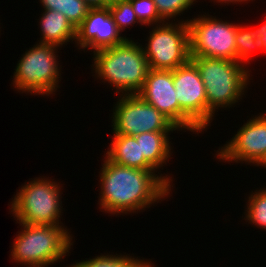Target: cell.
I'll return each mask as SVG.
<instances>
[{"label": "cell", "instance_id": "6da1fadb", "mask_svg": "<svg viewBox=\"0 0 266 267\" xmlns=\"http://www.w3.org/2000/svg\"><path fill=\"white\" fill-rule=\"evenodd\" d=\"M103 162L98 202L107 213L142 211L170 195L172 178L167 174L158 176L155 170L125 167L107 158Z\"/></svg>", "mask_w": 266, "mask_h": 267}, {"label": "cell", "instance_id": "7a4b0ae2", "mask_svg": "<svg viewBox=\"0 0 266 267\" xmlns=\"http://www.w3.org/2000/svg\"><path fill=\"white\" fill-rule=\"evenodd\" d=\"M93 71L98 78L116 88L119 95L138 94L150 70L142 46L127 39L114 47L93 52Z\"/></svg>", "mask_w": 266, "mask_h": 267}, {"label": "cell", "instance_id": "3957f363", "mask_svg": "<svg viewBox=\"0 0 266 267\" xmlns=\"http://www.w3.org/2000/svg\"><path fill=\"white\" fill-rule=\"evenodd\" d=\"M199 70L207 97V126L216 109L233 106L242 99L249 84L250 73L246 64L233 60L191 56ZM245 66V68H244Z\"/></svg>", "mask_w": 266, "mask_h": 267}, {"label": "cell", "instance_id": "277c9868", "mask_svg": "<svg viewBox=\"0 0 266 267\" xmlns=\"http://www.w3.org/2000/svg\"><path fill=\"white\" fill-rule=\"evenodd\" d=\"M19 224L23 229L15 237L11 251L15 262L26 267H46L70 253L72 236L63 225Z\"/></svg>", "mask_w": 266, "mask_h": 267}, {"label": "cell", "instance_id": "5b68a950", "mask_svg": "<svg viewBox=\"0 0 266 267\" xmlns=\"http://www.w3.org/2000/svg\"><path fill=\"white\" fill-rule=\"evenodd\" d=\"M60 185L40 177L27 182L11 202V214L22 224L59 225L62 210ZM61 202V203H60Z\"/></svg>", "mask_w": 266, "mask_h": 267}, {"label": "cell", "instance_id": "8992f818", "mask_svg": "<svg viewBox=\"0 0 266 267\" xmlns=\"http://www.w3.org/2000/svg\"><path fill=\"white\" fill-rule=\"evenodd\" d=\"M56 48V45L39 42L23 54L12 80L18 91L43 96L54 94L61 75Z\"/></svg>", "mask_w": 266, "mask_h": 267}, {"label": "cell", "instance_id": "52a82bcc", "mask_svg": "<svg viewBox=\"0 0 266 267\" xmlns=\"http://www.w3.org/2000/svg\"><path fill=\"white\" fill-rule=\"evenodd\" d=\"M188 20L153 27L142 47L151 69L173 71L191 60Z\"/></svg>", "mask_w": 266, "mask_h": 267}, {"label": "cell", "instance_id": "ba28073f", "mask_svg": "<svg viewBox=\"0 0 266 267\" xmlns=\"http://www.w3.org/2000/svg\"><path fill=\"white\" fill-rule=\"evenodd\" d=\"M173 81L179 104V131L201 133L207 127V97L198 68L190 60L173 70Z\"/></svg>", "mask_w": 266, "mask_h": 267}, {"label": "cell", "instance_id": "9c48e42d", "mask_svg": "<svg viewBox=\"0 0 266 267\" xmlns=\"http://www.w3.org/2000/svg\"><path fill=\"white\" fill-rule=\"evenodd\" d=\"M188 26L191 56L236 61L235 35L238 24L203 14L190 19Z\"/></svg>", "mask_w": 266, "mask_h": 267}, {"label": "cell", "instance_id": "30bf717a", "mask_svg": "<svg viewBox=\"0 0 266 267\" xmlns=\"http://www.w3.org/2000/svg\"><path fill=\"white\" fill-rule=\"evenodd\" d=\"M115 105L112 114L114 134L136 136L145 132L179 131L166 116L137 94L121 95Z\"/></svg>", "mask_w": 266, "mask_h": 267}, {"label": "cell", "instance_id": "8fae6325", "mask_svg": "<svg viewBox=\"0 0 266 267\" xmlns=\"http://www.w3.org/2000/svg\"><path fill=\"white\" fill-rule=\"evenodd\" d=\"M229 141L217 150L219 160L262 167L266 163V114L247 120Z\"/></svg>", "mask_w": 266, "mask_h": 267}, {"label": "cell", "instance_id": "7c38bea8", "mask_svg": "<svg viewBox=\"0 0 266 267\" xmlns=\"http://www.w3.org/2000/svg\"><path fill=\"white\" fill-rule=\"evenodd\" d=\"M109 7L90 8L82 23L76 28V46L98 51L124 43Z\"/></svg>", "mask_w": 266, "mask_h": 267}, {"label": "cell", "instance_id": "4fadbf2b", "mask_svg": "<svg viewBox=\"0 0 266 267\" xmlns=\"http://www.w3.org/2000/svg\"><path fill=\"white\" fill-rule=\"evenodd\" d=\"M174 88L173 71L151 69L137 94L154 106L179 129V104Z\"/></svg>", "mask_w": 266, "mask_h": 267}, {"label": "cell", "instance_id": "5bb4252c", "mask_svg": "<svg viewBox=\"0 0 266 267\" xmlns=\"http://www.w3.org/2000/svg\"><path fill=\"white\" fill-rule=\"evenodd\" d=\"M105 158L109 161L125 166L142 170H155L141 155L140 139L134 136L113 134Z\"/></svg>", "mask_w": 266, "mask_h": 267}, {"label": "cell", "instance_id": "9a60e30c", "mask_svg": "<svg viewBox=\"0 0 266 267\" xmlns=\"http://www.w3.org/2000/svg\"><path fill=\"white\" fill-rule=\"evenodd\" d=\"M42 14L40 27L42 37L40 43L62 47L70 40H76V28L65 15L56 10H47Z\"/></svg>", "mask_w": 266, "mask_h": 267}, {"label": "cell", "instance_id": "2e32d148", "mask_svg": "<svg viewBox=\"0 0 266 267\" xmlns=\"http://www.w3.org/2000/svg\"><path fill=\"white\" fill-rule=\"evenodd\" d=\"M170 131L145 132L134 136L140 139L141 155L157 171L171 155V145L168 136Z\"/></svg>", "mask_w": 266, "mask_h": 267}, {"label": "cell", "instance_id": "e0dca14e", "mask_svg": "<svg viewBox=\"0 0 266 267\" xmlns=\"http://www.w3.org/2000/svg\"><path fill=\"white\" fill-rule=\"evenodd\" d=\"M235 43H236V61L242 63L248 62L253 57V53L264 52V43L261 40L259 35V28L251 27L248 25L245 27L243 25H238L236 35H235Z\"/></svg>", "mask_w": 266, "mask_h": 267}, {"label": "cell", "instance_id": "ac0fdd59", "mask_svg": "<svg viewBox=\"0 0 266 267\" xmlns=\"http://www.w3.org/2000/svg\"><path fill=\"white\" fill-rule=\"evenodd\" d=\"M44 9L61 12L77 28L91 8L84 0H40Z\"/></svg>", "mask_w": 266, "mask_h": 267}, {"label": "cell", "instance_id": "d6986e66", "mask_svg": "<svg viewBox=\"0 0 266 267\" xmlns=\"http://www.w3.org/2000/svg\"><path fill=\"white\" fill-rule=\"evenodd\" d=\"M153 265V266H152ZM70 267H155L151 261H145L144 258L135 259L132 256L127 255H100L95 258L76 262V264Z\"/></svg>", "mask_w": 266, "mask_h": 267}, {"label": "cell", "instance_id": "ffe728a7", "mask_svg": "<svg viewBox=\"0 0 266 267\" xmlns=\"http://www.w3.org/2000/svg\"><path fill=\"white\" fill-rule=\"evenodd\" d=\"M247 212L245 211V220L250 224L257 225L264 230L266 229V189H260L251 193L248 197Z\"/></svg>", "mask_w": 266, "mask_h": 267}, {"label": "cell", "instance_id": "44dd1931", "mask_svg": "<svg viewBox=\"0 0 266 267\" xmlns=\"http://www.w3.org/2000/svg\"><path fill=\"white\" fill-rule=\"evenodd\" d=\"M108 7L120 32L124 31L131 24L140 23L141 26L143 25L133 11L129 0H113Z\"/></svg>", "mask_w": 266, "mask_h": 267}, {"label": "cell", "instance_id": "7402d4cb", "mask_svg": "<svg viewBox=\"0 0 266 267\" xmlns=\"http://www.w3.org/2000/svg\"><path fill=\"white\" fill-rule=\"evenodd\" d=\"M136 13L139 21L146 25L164 23L165 21L159 16L153 0H129Z\"/></svg>", "mask_w": 266, "mask_h": 267}, {"label": "cell", "instance_id": "603a6c76", "mask_svg": "<svg viewBox=\"0 0 266 267\" xmlns=\"http://www.w3.org/2000/svg\"><path fill=\"white\" fill-rule=\"evenodd\" d=\"M159 16L164 21H169L178 15L183 14L185 10L190 9L196 0H153ZM181 13V14H180ZM166 19V20H165Z\"/></svg>", "mask_w": 266, "mask_h": 267}, {"label": "cell", "instance_id": "cb8c5ba5", "mask_svg": "<svg viewBox=\"0 0 266 267\" xmlns=\"http://www.w3.org/2000/svg\"><path fill=\"white\" fill-rule=\"evenodd\" d=\"M91 8L108 7L113 0H84Z\"/></svg>", "mask_w": 266, "mask_h": 267}, {"label": "cell", "instance_id": "d4e9b609", "mask_svg": "<svg viewBox=\"0 0 266 267\" xmlns=\"http://www.w3.org/2000/svg\"><path fill=\"white\" fill-rule=\"evenodd\" d=\"M259 35L264 43V53L266 52V23L259 27Z\"/></svg>", "mask_w": 266, "mask_h": 267}, {"label": "cell", "instance_id": "484cf974", "mask_svg": "<svg viewBox=\"0 0 266 267\" xmlns=\"http://www.w3.org/2000/svg\"><path fill=\"white\" fill-rule=\"evenodd\" d=\"M215 1H216V3H217V2H218V3L221 2V4H222V3H228V4H229V3H236V2H238V3L240 2V3H241V2H245V1H248V2H249L250 0H214V2H215Z\"/></svg>", "mask_w": 266, "mask_h": 267}]
</instances>
